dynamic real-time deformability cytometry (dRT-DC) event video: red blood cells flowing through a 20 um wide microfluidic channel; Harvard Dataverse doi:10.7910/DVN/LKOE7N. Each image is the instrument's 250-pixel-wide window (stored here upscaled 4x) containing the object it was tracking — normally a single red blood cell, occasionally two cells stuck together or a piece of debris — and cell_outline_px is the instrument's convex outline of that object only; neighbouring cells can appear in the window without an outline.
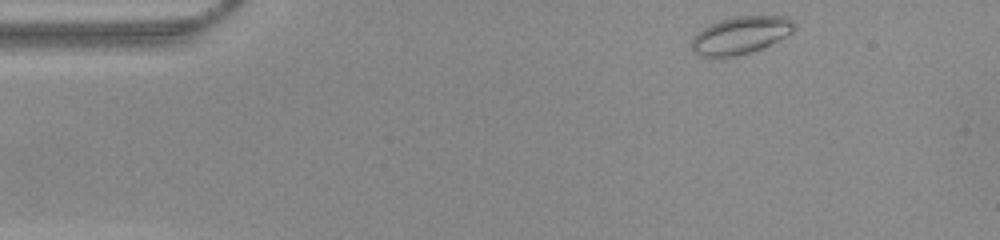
{"species": "common noctule bat (a hibernating species)", "species_latin": "Nyctalus noctula", "temperature_condition": "warm", "stored_images_in_passage": 46, "camera_frame_rate_fps": 3000, "um_per_image_px": 0.085, "animal": {"sex": "female", "body_mass_g": 22.0, "forearm_length_mm": 56.7}, "frame": {"image": 1, "passage_image": 1, "time_ms": 0.0, "image_size_px": [1000, 240], "cell_outline_px": [[796, 24], [792, 32], [764, 48], [752, 52], [724, 60], [700, 56], [692, 48], [692, 40], [704, 28], [712, 24], [724, 20], [740, 16], [788, 16]], "centroid_in_image_um": [62.98, 3.05], "position_along_channel_um": 22.0, "area_um2": 22.48}}
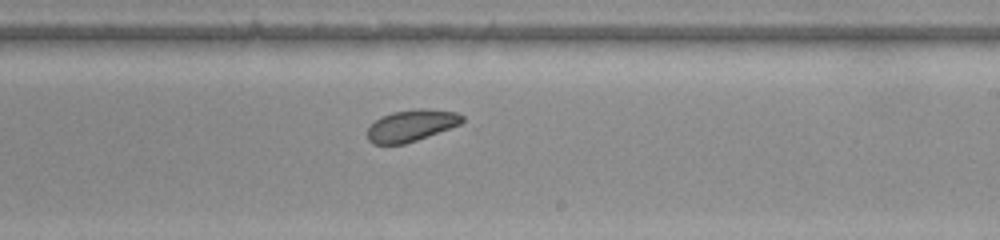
{"frame": {"image": 2, "passage_image": 25, "time_ms": 8.0, "image_size_px": [1000, 240], "cell_outline_px": [[464, 120], [460, 124], [416, 140], [404, 144], [372, 144], [368, 140], [368, 128], [380, 116], [392, 112], [416, 108], [424, 108], [456, 112], [464, 116]], "centroid_in_image_um": [34.95, 10.65], "position_along_channel_um": 254.1, "area_um2": 17.4}}
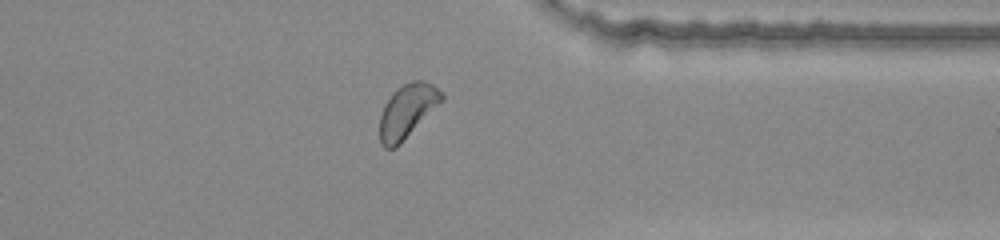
{"frame": {"image": 3, "passage_image": 35, "time_ms": 11.333, "image_size_px": [1000, 240], "cell_outline_px": [[444, 100], [396, 148], [384, 148], [380, 144], [380, 116], [384, 104], [392, 92], [404, 84], [412, 80], [424, 80], [432, 84], [444, 92]], "centroid_in_image_um": [34.63, 9.42], "position_along_channel_um": 376.8, "area_um2": 19.54}, "authors_computed_cell_mechanics": {"area_um2": 19.1318, "velocity_mm_per_s": 3.9012, "shape_relaxation_time_tau1_ms": null, "shape_relaxation_time_tau2_ms": 9.1814, "deformation_change_tau1": null, "deformation_change_tau2": 0.1881}}